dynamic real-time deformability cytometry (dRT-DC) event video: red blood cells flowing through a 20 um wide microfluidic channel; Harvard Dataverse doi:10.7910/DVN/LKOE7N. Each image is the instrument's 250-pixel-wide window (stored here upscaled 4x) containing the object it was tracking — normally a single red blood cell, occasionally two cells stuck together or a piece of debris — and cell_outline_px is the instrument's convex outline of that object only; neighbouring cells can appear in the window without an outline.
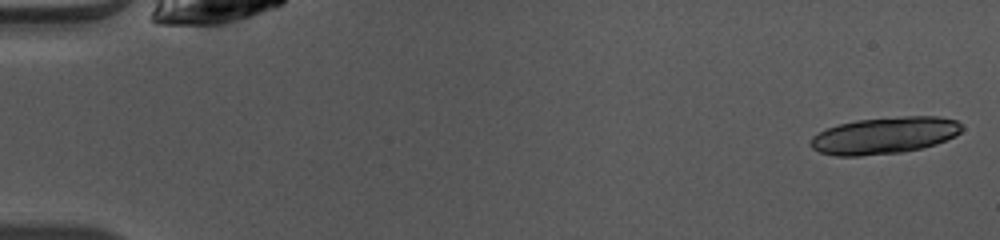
{"species": "common noctule bat (a hibernating species)", "species_latin": "Nyctalus noctula", "temperature_condition": "warm", "stored_images_in_passage": 14, "camera_frame_rate_fps": 3000, "um_per_image_px": 0.085, "animal": {"sex": "female", "body_mass_g": 10.0, "forearm_length_mm": 53.1}, "frame": {"image": 1, "passage_image": 1, "time_ms": 0.0, "image_size_px": [1000, 240], "cell_outline_px": [[964, 128], [956, 136], [936, 144], [920, 148], [900, 152], [860, 156], [836, 156], [820, 152], [812, 148], [808, 144], [812, 136], [828, 128], [840, 124], [856, 120], [904, 116], [936, 116], [956, 120]], "centroid_in_image_um": [75.18, 11.51], "position_along_channel_um": 9.8, "area_um2": 32.37}}
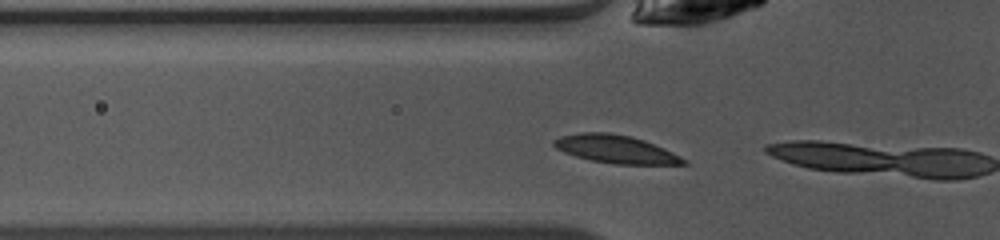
{"frame": {"image": 2, "passage_image": 13, "time_ms": 4.0, "image_size_px": [1000, 240], "cell_outline_px": [[688, 164], [616, 164], [592, 160], [576, 156], [564, 152], [556, 148], [552, 144], [552, 140], [560, 136], [580, 132], [608, 132], [632, 136], [644, 140], [664, 148], [688, 160]], "centroid_in_image_um": [52.33, 12.66], "position_along_channel_um": 73.5, "area_um2": 21.15}}